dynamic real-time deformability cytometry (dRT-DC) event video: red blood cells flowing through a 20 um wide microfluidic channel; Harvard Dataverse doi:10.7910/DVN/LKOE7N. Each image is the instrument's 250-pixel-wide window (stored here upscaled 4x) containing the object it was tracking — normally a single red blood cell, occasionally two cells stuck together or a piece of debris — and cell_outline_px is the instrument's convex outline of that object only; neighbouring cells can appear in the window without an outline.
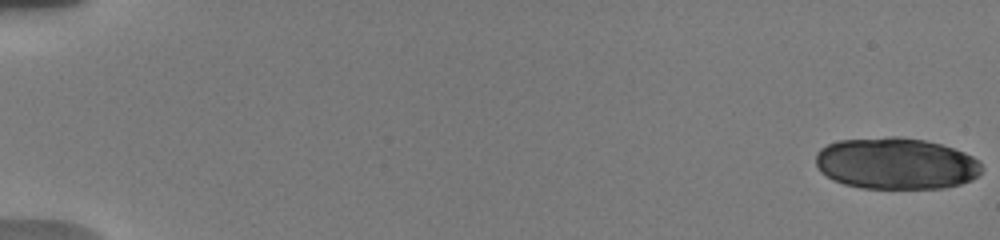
{"species": "human", "species_latin": "Homo sapiens", "temperature_condition": "warm", "stored_images_in_passage": 23, "camera_frame_rate_fps": 3000, "um_per_image_px": 0.085, "donor": {"sex": "male"}, "frame": {"image": 1, "passage_image": 1, "time_ms": 0.0, "image_size_px": [1000, 240], "cell_outline_px": [[984, 168], [972, 180], [960, 184], [944, 188], [860, 188], [844, 184], [832, 180], [820, 172], [816, 164], [816, 152], [820, 148], [828, 144], [840, 140], [892, 136], [900, 136], [924, 140], [940, 144], [964, 152], [980, 160]], "centroid_in_image_um": [76.16, 13.9], "position_along_channel_um": 8.8, "area_um2": 50.29}}
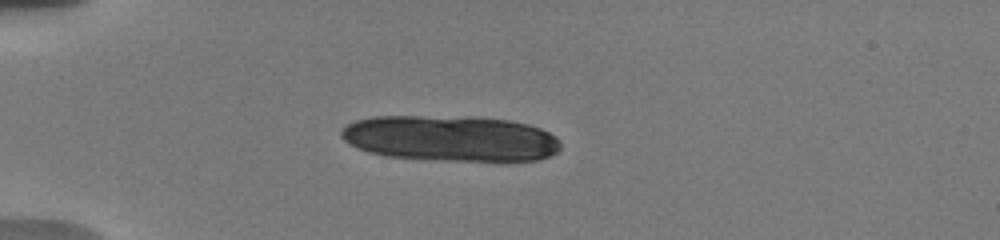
{"frame": {"image": 2, "passage_image": 12, "time_ms": 5.0, "image_size_px": [1000, 240], "cell_outline_px": [[560, 148], [556, 152], [548, 156], [536, 160], [508, 164], [444, 160], [388, 156], [368, 152], [356, 148], [348, 144], [340, 136], [340, 132], [348, 124], [356, 120], [372, 116], [416, 116], [508, 120], [528, 124], [540, 128], [556, 136], [560, 140]], "centroid_in_image_um": [38.34, 11.81], "position_along_channel_um": 46.7, "area_um2": 59.13}}